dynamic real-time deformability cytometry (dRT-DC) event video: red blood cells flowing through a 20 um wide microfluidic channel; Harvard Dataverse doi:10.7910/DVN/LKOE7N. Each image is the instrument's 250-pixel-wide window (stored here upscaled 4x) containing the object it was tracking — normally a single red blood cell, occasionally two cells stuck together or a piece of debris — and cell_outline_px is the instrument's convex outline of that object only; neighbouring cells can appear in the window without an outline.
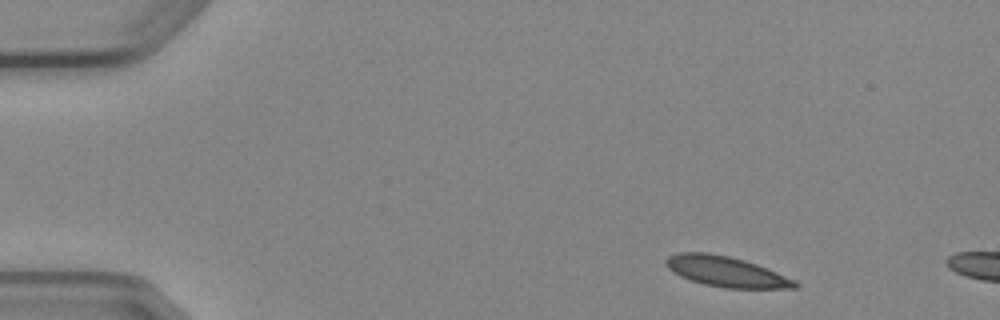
{"species": "Egyptian fruit bat (a non-hibernating species)", "species_latin": "Rousettus aegyptiacus", "temperature_condition": "cold", "stored_images_in_passage": 3, "camera_frame_rate_fps": 3000, "um_per_image_px": 0.085, "animal": {"sex": "female"}, "frame": {"image": 1, "passage_image": 1, "time_ms": 0.0, "image_size_px": [1000, 320], "cell_outline_px": [[800, 284], [796, 288], [724, 288], [704, 284], [680, 276], [672, 272], [664, 264], [664, 260], [668, 256], [680, 252], [708, 252], [728, 256], [744, 260], [756, 264], [796, 280]], "centroid_in_image_um": [61.69, 23.08], "position_along_channel_um": 23.3, "area_um2": 22.83}}